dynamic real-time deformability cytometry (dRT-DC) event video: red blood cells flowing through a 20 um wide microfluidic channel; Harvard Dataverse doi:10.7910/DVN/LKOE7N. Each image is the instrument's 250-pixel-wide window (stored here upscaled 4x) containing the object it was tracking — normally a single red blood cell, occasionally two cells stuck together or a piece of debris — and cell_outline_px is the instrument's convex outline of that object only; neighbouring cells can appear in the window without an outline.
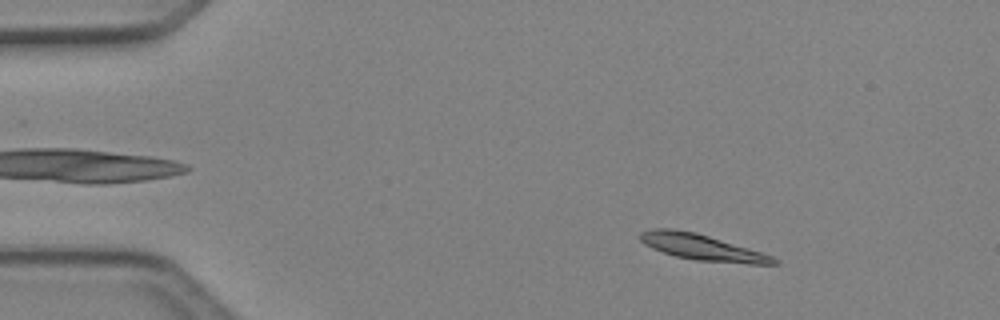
{"species": "Egyptian fruit bat (a non-hibernating species)", "species_latin": "Rousettus aegyptiacus", "temperature_condition": "cold", "stored_images_in_passage": 49, "camera_frame_rate_fps": 3000, "um_per_image_px": 0.085, "animal": {"sex": "female"}, "frame": {"image": 1, "passage_image": 7, "time_ms": 2.0, "image_size_px": [1000, 320], "cell_outline_px": [[780, 264], [748, 264], [696, 260], [676, 256], [652, 248], [644, 244], [640, 240], [640, 232], [656, 228], [672, 228], [696, 232], [764, 252], [772, 256]], "centroid_in_image_um": [59.7, 21.01], "position_along_channel_um": 25.3, "area_um2": 20.23}}
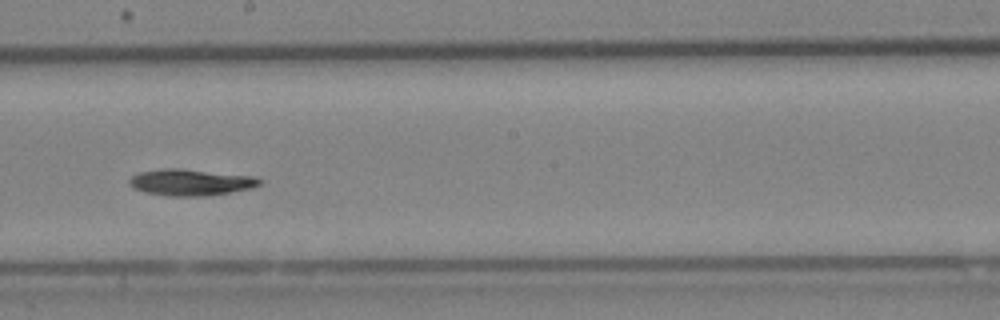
{"frame": {"image": 2, "passage_image": 28, "time_ms": 9.0, "image_size_px": [1000, 320], "cell_outline_px": [[260, 184], [252, 188], [208, 196], [168, 196], [144, 192], [132, 188], [128, 184], [128, 180], [132, 176], [140, 172], [160, 168], [180, 168], [252, 176], [260, 180]], "centroid_in_image_um": [16.14, 15.5], "position_along_channel_um": 232.1, "area_um2": 20.11}}
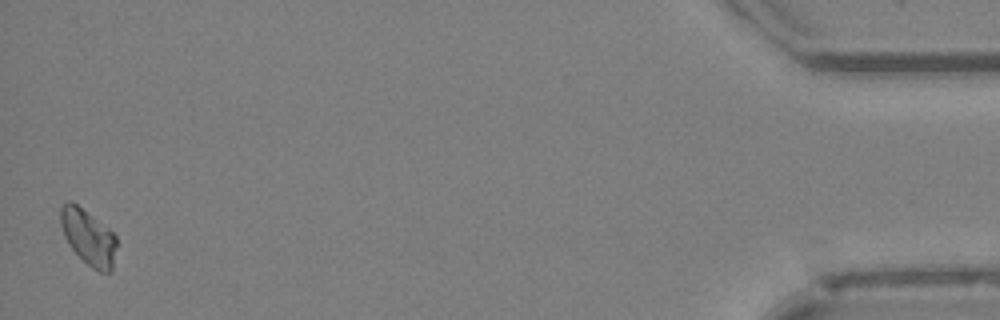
{"frame": {"image": 3, "passage_image": 49, "time_ms": 16.0, "image_size_px": [1000, 320], "cell_outline_px": [[116, 244], [112, 272], [100, 272], [92, 268], [68, 244], [64, 236], [60, 224], [60, 208], [68, 200], [76, 204], [108, 228], [116, 236]], "centroid_in_image_um": [7.5, 20.16], "position_along_channel_um": 427.7, "area_um2": 17.8}, "authors_computed_cell_mechanics": {"area_um2": 19.5364, "velocity_mm_per_s": 4.0531, "shape_relaxation_time_tau1_ms": 2.0579, "shape_relaxation_time_tau2_ms": null, "deformation_change_tau1": 0.0738, "deformation_change_tau2": null}}